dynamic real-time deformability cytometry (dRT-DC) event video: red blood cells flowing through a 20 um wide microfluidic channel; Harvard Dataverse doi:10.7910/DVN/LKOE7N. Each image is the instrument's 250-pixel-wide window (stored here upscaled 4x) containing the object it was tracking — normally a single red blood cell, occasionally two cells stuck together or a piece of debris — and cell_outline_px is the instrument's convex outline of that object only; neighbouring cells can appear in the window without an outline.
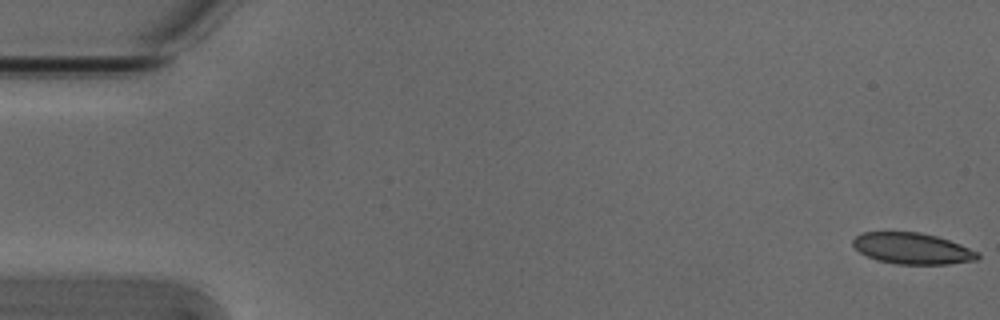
{"species": "Egyptian fruit bat (a non-hibernating species)", "species_latin": "Rousettus aegyptiacus", "temperature_condition": "cold", "stored_images_in_passage": 14, "camera_frame_rate_fps": 3000, "um_per_image_px": 0.085, "animal": {"sex": "male"}, "frame": {"image": 1, "passage_image": 1, "time_ms": 0.0, "image_size_px": [1000, 320], "cell_outline_px": [[980, 256], [976, 260], [948, 264], [896, 264], [876, 260], [860, 252], [852, 244], [852, 240], [856, 236], [864, 232], [920, 232], [936, 236], [960, 244], [980, 252]], "centroid_in_image_um": [77.56, 21.12], "position_along_channel_um": 7.4, "area_um2": 22.66}}